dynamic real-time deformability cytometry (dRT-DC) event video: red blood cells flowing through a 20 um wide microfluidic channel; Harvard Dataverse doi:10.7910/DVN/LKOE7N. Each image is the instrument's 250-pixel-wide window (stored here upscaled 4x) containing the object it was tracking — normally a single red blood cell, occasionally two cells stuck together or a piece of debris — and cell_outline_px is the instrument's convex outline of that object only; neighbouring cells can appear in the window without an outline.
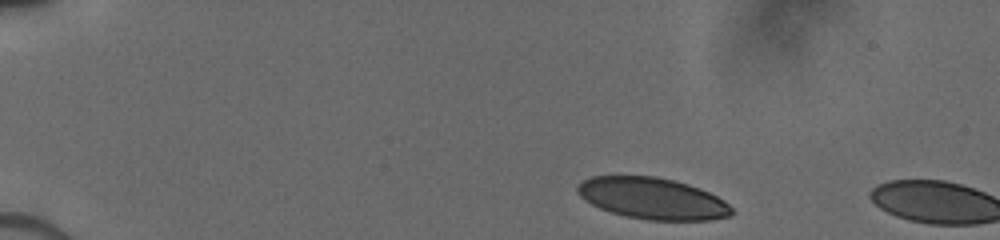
{"species": "human", "species_latin": "Homo sapiens", "temperature_condition": "cold", "stored_images_in_passage": 2, "camera_frame_rate_fps": 3000, "um_per_image_px": 0.085, "donor": {"sex": "male"}, "frame": {"image": 1, "passage_image": 1, "time_ms": 0.0, "image_size_px": [1000, 240], "cell_outline_px": [[736, 212], [732, 216], [708, 220], [648, 220], [624, 216], [600, 208], [584, 200], [576, 192], [576, 188], [584, 180], [592, 176], [656, 176], [688, 184], [700, 188], [724, 200]], "centroid_in_image_um": [55.48, 16.87], "position_along_channel_um": 29.5, "area_um2": 37.28}}